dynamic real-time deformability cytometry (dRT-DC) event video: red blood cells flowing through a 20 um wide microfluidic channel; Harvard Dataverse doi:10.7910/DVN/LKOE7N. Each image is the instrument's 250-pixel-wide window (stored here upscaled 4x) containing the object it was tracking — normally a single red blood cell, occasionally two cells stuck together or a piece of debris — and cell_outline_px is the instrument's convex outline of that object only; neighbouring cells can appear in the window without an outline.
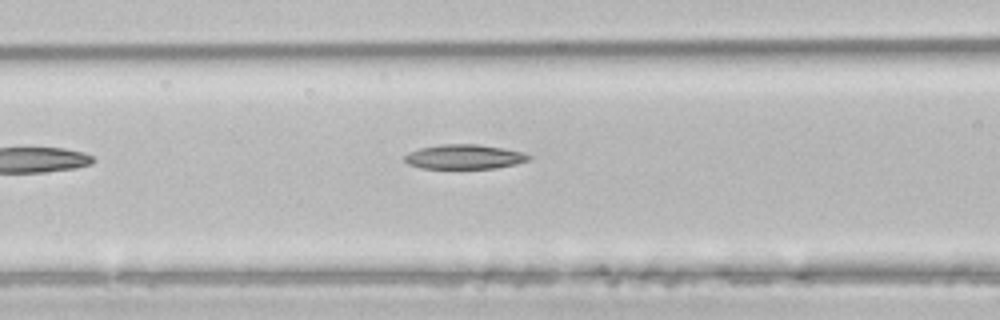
{"species": "common noctule bat (a hibernating species)", "species_latin": "Nyctalus noctula", "temperature_condition": "room temperature", "stored_images_in_passage": 6, "camera_frame_rate_fps": 3000, "um_per_image_px": 0.085, "animal": {"sex": "male", "body_mass_g": 21.5, "forearm_length_mm": 52.0}, "frame": {"image": 1, "passage_image": 5, "time_ms": 1.333, "image_size_px": [1000, 320], "cell_outline_px": [[532, 160], [516, 164], [496, 168], [420, 168], [408, 164], [404, 160], [404, 156], [408, 152], [420, 148], [440, 144], [476, 144], [524, 152], [532, 156]], "centroid_in_image_um": [39.48, 13.33], "position_along_channel_um": 127.1, "area_um2": 17.8}}